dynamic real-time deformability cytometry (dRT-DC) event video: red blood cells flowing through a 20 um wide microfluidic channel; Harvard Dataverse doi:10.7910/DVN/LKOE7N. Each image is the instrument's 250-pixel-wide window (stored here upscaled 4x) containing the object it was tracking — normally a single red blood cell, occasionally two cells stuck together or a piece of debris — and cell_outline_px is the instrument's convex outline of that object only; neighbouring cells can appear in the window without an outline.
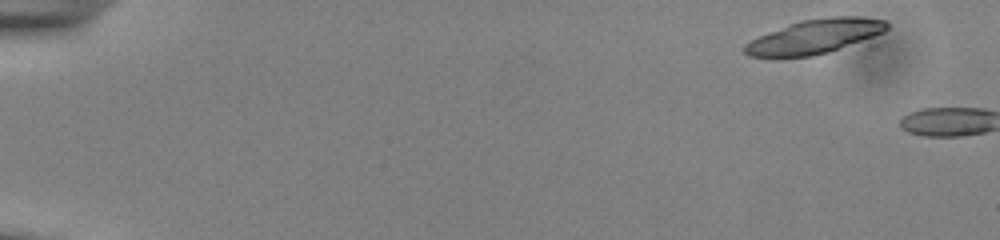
{"species": "common noctule bat (a hibernating species)", "species_latin": "Nyctalus noctula", "temperature_condition": "cold", "stored_images_in_passage": 2, "camera_frame_rate_fps": 3000, "um_per_image_px": 0.085, "animal": {"sex": "male", "body_mass_g": 13.0, "forearm_length_mm": 53.1}, "frame": {"image": 1, "passage_image": 1, "time_ms": 0.0, "image_size_px": [1000, 240], "cell_outline_px": [[888, 28], [884, 32], [828, 52], [812, 56], [780, 60], [772, 60], [748, 56], [744, 52], [744, 44], [760, 36], [800, 20], [832, 16], [860, 16], [884, 20], [888, 24]], "centroid_in_image_um": [69.17, 3.15], "position_along_channel_um": 15.8, "area_um2": 28.73}}